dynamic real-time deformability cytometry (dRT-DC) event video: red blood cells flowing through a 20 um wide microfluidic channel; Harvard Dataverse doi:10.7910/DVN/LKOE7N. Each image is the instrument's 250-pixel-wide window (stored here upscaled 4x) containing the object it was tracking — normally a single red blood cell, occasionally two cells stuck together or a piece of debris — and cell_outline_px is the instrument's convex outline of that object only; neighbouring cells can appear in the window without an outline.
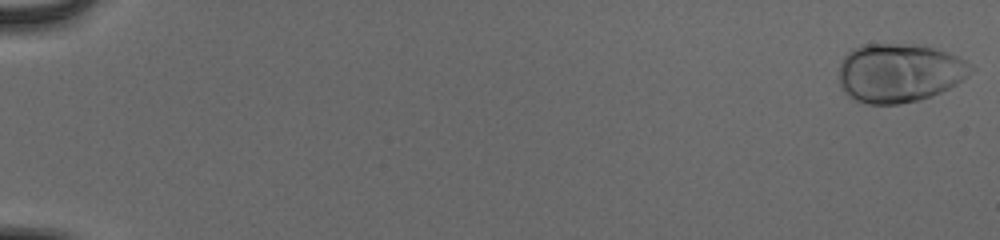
{"species": "human", "species_latin": "Homo sapiens", "temperature_condition": "cold", "stored_images_in_passage": 55, "camera_frame_rate_fps": 3000, "um_per_image_px": 0.085, "donor": {"sex": "male"}, "frame": {"image": 1, "passage_image": 1, "time_ms": 0.0, "image_size_px": [1000, 240], "cell_outline_px": [[976, 68], [968, 76], [956, 84], [932, 96], [920, 100], [900, 104], [864, 104], [852, 100], [840, 88], [840, 64], [844, 56], [852, 48], [860, 44], [912, 44], [936, 48], [948, 52], [964, 60]], "centroid_in_image_um": [76.42, 6.2], "position_along_channel_um": 8.6, "area_um2": 45.72}}
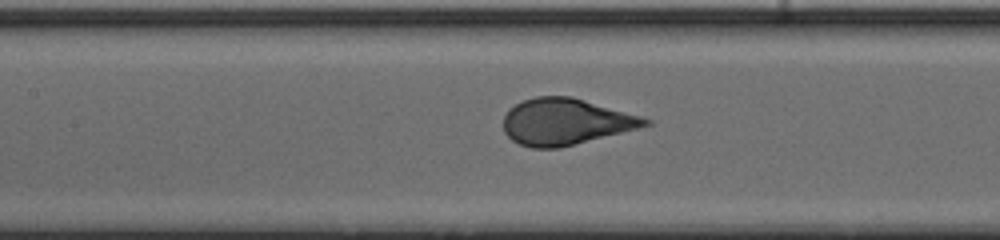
{"frame": {"image": 2, "passage_image": 28, "time_ms": 9.0, "image_size_px": [1000, 240], "cell_outline_px": [[652, 124], [640, 128], [560, 148], [532, 148], [520, 144], [512, 140], [504, 132], [504, 116], [508, 108], [524, 100], [536, 96], [572, 96], [640, 116], [652, 120]], "centroid_in_image_um": [48.07, 10.35], "position_along_channel_um": 159.3, "area_um2": 38.32}}
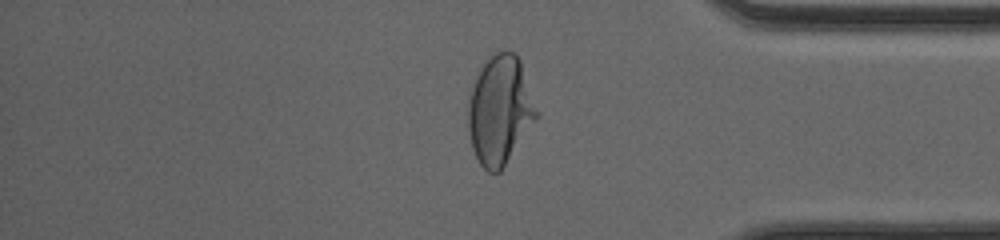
{"frame": {"image": 3, "passage_image": 47, "time_ms": 15.333, "image_size_px": [1000, 240], "cell_outline_px": [[540, 116], [500, 172], [488, 172], [480, 164], [472, 148], [468, 132], [468, 100], [472, 84], [480, 68], [492, 52], [508, 48], [516, 52], [520, 60], [540, 112]], "centroid_in_image_um": [42.52, 9.32], "position_along_channel_um": 392.7, "area_um2": 44.33}, "authors_computed_cell_mechanics": {"area_um2": 40.9802, "velocity_mm_per_s": 3.9064, "shape_relaxation_time_tau1_ms": 2.8332, "shape_relaxation_time_tau2_ms": null, "deformation_change_tau1": 0.1957, "deformation_change_tau2": null}}